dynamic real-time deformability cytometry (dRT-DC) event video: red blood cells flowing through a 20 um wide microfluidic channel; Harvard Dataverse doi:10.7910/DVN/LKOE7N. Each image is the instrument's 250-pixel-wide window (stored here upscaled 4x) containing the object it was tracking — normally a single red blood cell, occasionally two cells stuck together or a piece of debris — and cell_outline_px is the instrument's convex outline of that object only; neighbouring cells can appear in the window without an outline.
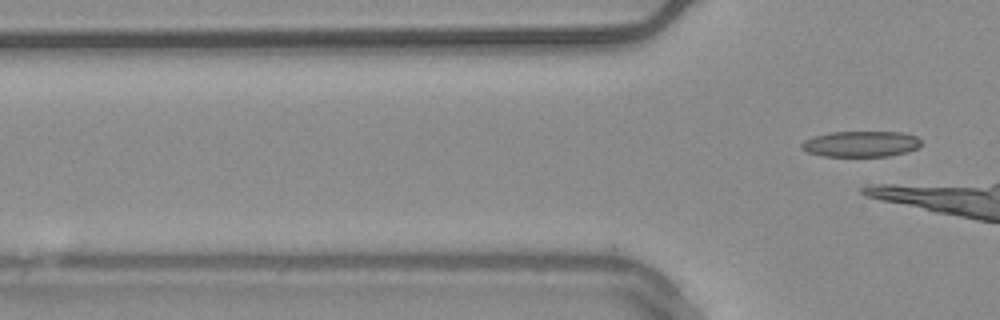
{"species": "common noctule bat (a hibernating species)", "species_latin": "Nyctalus noctula", "temperature_condition": "warm", "stored_images_in_passage": 7, "camera_frame_rate_fps": 3000, "um_per_image_px": 0.085, "animal": {"sex": "male", "body_mass_g": 20.4}, "frame": {"image": 1, "passage_image": 7, "time_ms": 2.0, "image_size_px": [1000, 320], "cell_outline_px": [[920, 144], [916, 148], [908, 152], [888, 156], [820, 156], [808, 152], [800, 148], [800, 144], [804, 140], [812, 136], [832, 132], [904, 132], [916, 136], [920, 140]], "centroid_in_image_um": [73.14, 12.23], "position_along_channel_um": 52.7, "area_um2": 18.09}}